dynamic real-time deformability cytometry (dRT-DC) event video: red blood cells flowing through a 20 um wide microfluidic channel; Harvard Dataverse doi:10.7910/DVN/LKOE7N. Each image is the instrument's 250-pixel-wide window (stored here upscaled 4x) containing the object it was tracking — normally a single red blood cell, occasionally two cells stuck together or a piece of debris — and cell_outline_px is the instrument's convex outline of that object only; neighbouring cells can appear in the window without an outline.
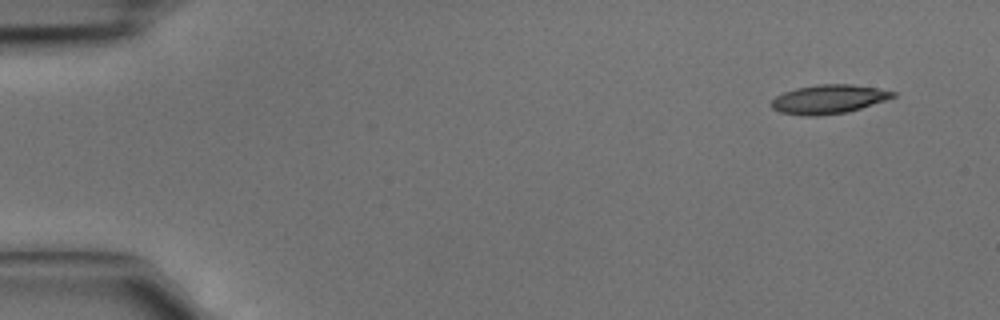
{"species": "common noctule bat (a hibernating species)", "species_latin": "Nyctalus noctula", "temperature_condition": "cold", "stored_images_in_passage": 3, "camera_frame_rate_fps": 3000, "um_per_image_px": 0.085, "animal": {"sex": "male", "body_mass_g": 15.6}, "frame": {"image": 1, "passage_image": 1, "time_ms": 0.0, "image_size_px": [1000, 320], "cell_outline_px": [[896, 96], [848, 112], [820, 116], [804, 116], [780, 112], [772, 108], [768, 104], [776, 96], [784, 92], [796, 88], [816, 84], [852, 84], [876, 88], [896, 92]], "centroid_in_image_um": [70.38, 8.43], "position_along_channel_um": 14.6, "area_um2": 20.52}}
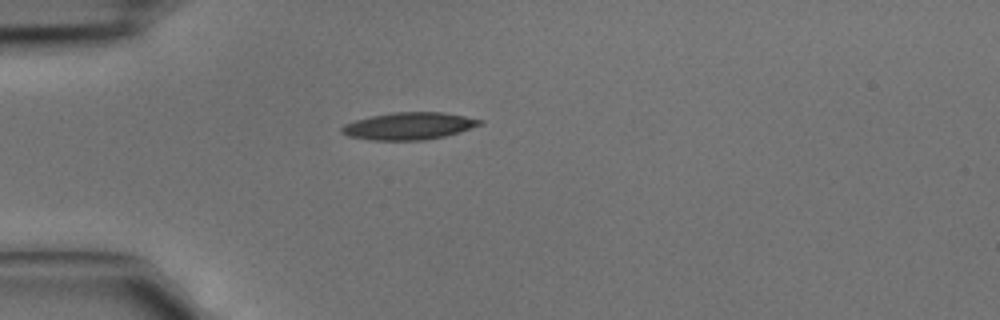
{"frame": {"image": 2, "passage_image": 3, "time_ms": 0.667, "image_size_px": [1000, 320], "cell_outline_px": [[484, 124], [460, 132], [444, 136], [424, 140], [368, 140], [348, 136], [340, 132], [340, 128], [344, 124], [356, 120], [372, 116], [392, 112], [444, 112], [484, 120]], "centroid_in_image_um": [34.77, 10.71], "position_along_channel_um": 50.2, "area_um2": 22.02}}